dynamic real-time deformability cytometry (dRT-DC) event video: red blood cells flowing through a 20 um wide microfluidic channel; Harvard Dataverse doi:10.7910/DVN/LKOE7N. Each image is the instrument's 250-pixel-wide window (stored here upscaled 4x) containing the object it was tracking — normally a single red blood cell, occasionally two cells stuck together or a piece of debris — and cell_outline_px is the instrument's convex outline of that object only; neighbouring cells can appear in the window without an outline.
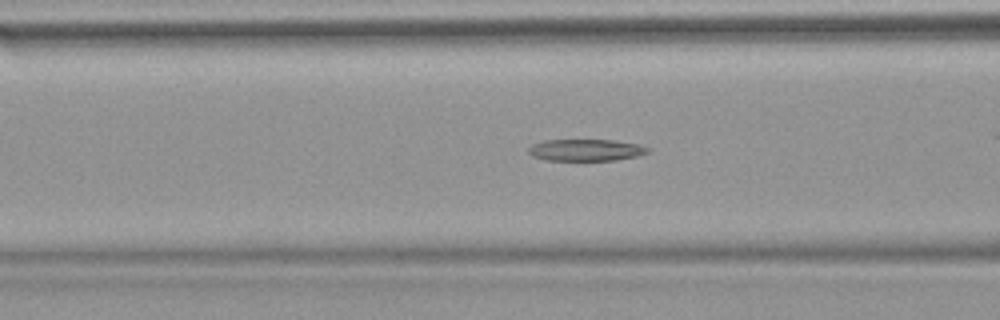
{"species": "common noctule bat (a hibernating species)", "species_latin": "Nyctalus noctula", "temperature_condition": "warm", "stored_images_in_passage": 40, "camera_frame_rate_fps": 3000, "um_per_image_px": 0.085, "animal": {"sex": "female", "body_mass_g": 18.4}, "frame": {"image": 1, "passage_image": 7, "time_ms": 2.0, "image_size_px": [1000, 320], "cell_outline_px": [[648, 152], [636, 156], [616, 160], [544, 160], [532, 156], [528, 152], [528, 148], [532, 144], [544, 140], [612, 140], [640, 144], [648, 148]], "centroid_in_image_um": [49.76, 12.75], "position_along_channel_um": 116.8, "area_um2": 15.09}}